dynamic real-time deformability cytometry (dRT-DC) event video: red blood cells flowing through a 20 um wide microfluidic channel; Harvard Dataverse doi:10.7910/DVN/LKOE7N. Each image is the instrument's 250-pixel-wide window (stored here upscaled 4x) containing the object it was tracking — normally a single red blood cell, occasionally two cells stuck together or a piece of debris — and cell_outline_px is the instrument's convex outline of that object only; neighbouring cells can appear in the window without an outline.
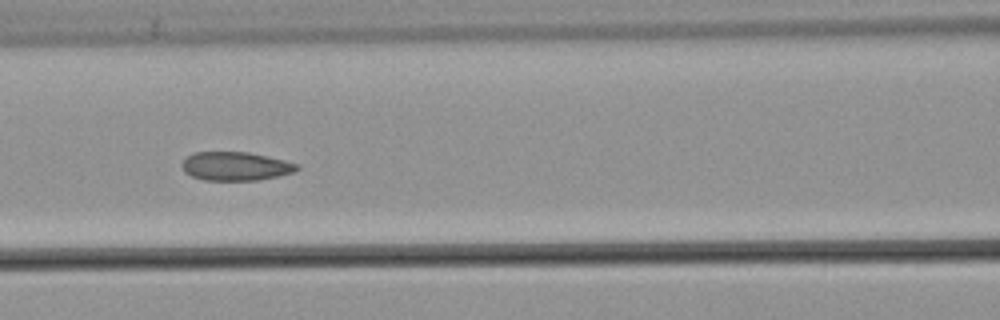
{"species": "common noctule bat (a hibernating species)", "species_latin": "Nyctalus noctula", "temperature_condition": "warm", "stored_images_in_passage": 38, "camera_frame_rate_fps": 3000, "um_per_image_px": 0.085, "animal": {"sex": "male", "body_mass_g": 21.5, "forearm_length_mm": 52.0}, "frame": {"image": 1, "passage_image": 12, "time_ms": 3.667, "image_size_px": [1000, 320], "cell_outline_px": [[300, 168], [296, 172], [260, 180], [204, 180], [192, 176], [184, 172], [180, 164], [188, 156], [196, 152], [248, 152], [268, 156], [300, 164]], "centroid_in_image_um": [20.06, 14.13], "position_along_channel_um": 146.5, "area_um2": 19.36}, "authors_computed_cell_mechanics": {"area_um2": 19.9988, "velocity_mm_per_s": 3.8386, "shape_relaxation_time_tau1_ms": 9.2949, "shape_relaxation_time_tau2_ms": 1.9423, "deformation_change_tau1": 0.1175, "deformation_change_tau2": 0.0778}}